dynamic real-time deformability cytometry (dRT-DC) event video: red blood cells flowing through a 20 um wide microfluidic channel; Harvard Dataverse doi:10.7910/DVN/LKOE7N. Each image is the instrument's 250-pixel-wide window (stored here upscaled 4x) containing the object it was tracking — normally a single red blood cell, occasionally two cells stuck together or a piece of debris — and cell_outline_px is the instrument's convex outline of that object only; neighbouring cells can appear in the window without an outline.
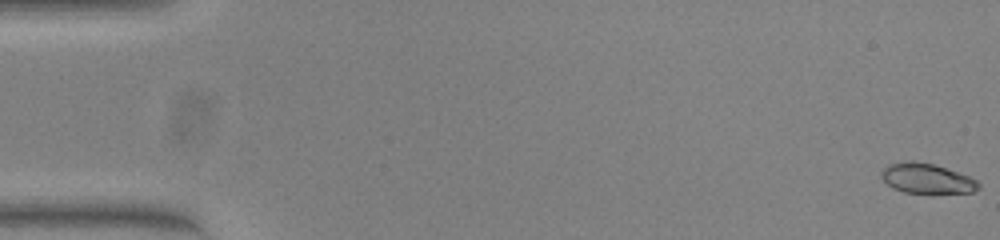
{"species": "common noctule bat (a hibernating species)", "species_latin": "Nyctalus noctula", "temperature_condition": "warm", "stored_images_in_passage": 54, "camera_frame_rate_fps": 3000, "um_per_image_px": 0.085, "animal": {"sex": "female", "body_mass_g": 23.0, "forearm_length_mm": 53.4}, "frame": {"image": 1, "passage_image": 1, "time_ms": 0.0, "image_size_px": [1000, 240], "cell_outline_px": [[980, 188], [972, 192], [932, 196], [904, 192], [892, 188], [884, 180], [880, 172], [888, 164], [912, 160], [932, 164], [968, 176], [976, 180], [980, 184]], "centroid_in_image_um": [78.79, 15.23], "position_along_channel_um": 6.2, "area_um2": 17.51}}
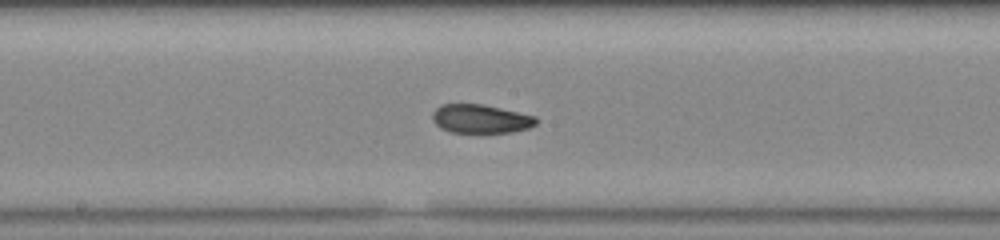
{"frame": {"image": 2, "passage_image": 29, "time_ms": 9.333, "image_size_px": [1000, 240], "cell_outline_px": [[536, 124], [528, 128], [512, 132], [452, 132], [440, 128], [432, 120], [432, 112], [436, 108], [444, 104], [480, 104], [536, 116]], "centroid_in_image_um": [40.83, 10.1], "position_along_channel_um": 207.4, "area_um2": 17.11}}
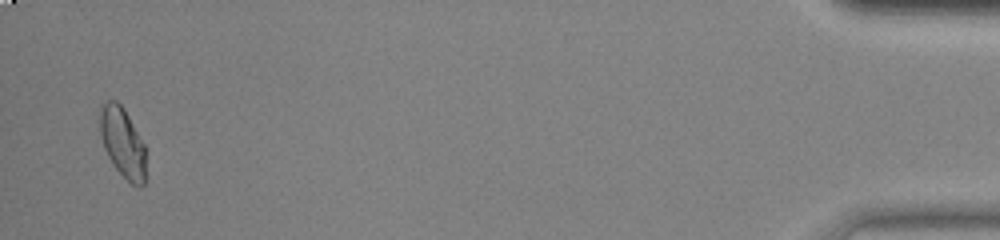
{"frame": {"image": 3, "passage_image": 53, "time_ms": 17.333, "image_size_px": [1000, 240], "cell_outline_px": [[144, 184], [140, 188], [136, 188], [112, 164], [104, 148], [100, 132], [100, 104], [108, 100], [116, 100], [124, 108], [144, 144]], "centroid_in_image_um": [10.4, 12.09], "position_along_channel_um": 424.8, "area_um2": 18.5}, "authors_computed_cell_mechanics": {"area_um2": 17.8024, "velocity_mm_per_s": 3.8297, "shape_relaxation_time_tau1_ms": null, "shape_relaxation_time_tau2_ms": 1.7445, "deformation_change_tau1": null, "deformation_change_tau2": 0.0597}}